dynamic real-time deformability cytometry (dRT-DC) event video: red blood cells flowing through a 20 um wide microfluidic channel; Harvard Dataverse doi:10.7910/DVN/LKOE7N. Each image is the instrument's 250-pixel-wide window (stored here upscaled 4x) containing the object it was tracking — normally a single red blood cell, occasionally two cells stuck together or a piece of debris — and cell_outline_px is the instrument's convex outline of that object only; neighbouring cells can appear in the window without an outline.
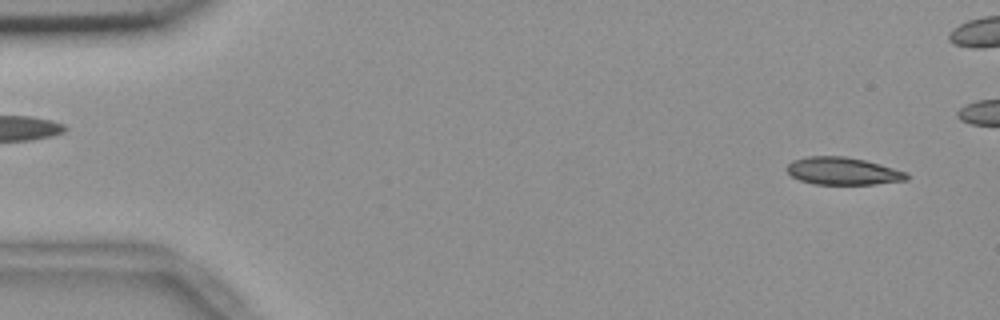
{"species": "common noctule bat (a hibernating species)", "species_latin": "Nyctalus noctula", "temperature_condition": "room temperature", "stored_images_in_passage": 6, "camera_frame_rate_fps": 3000, "um_per_image_px": 0.085, "animal": {"sex": "female", "body_mass_g": 18.4}, "frame": {"image": 1, "passage_image": 2, "time_ms": 0.333, "image_size_px": [1000, 320], "cell_outline_px": [[908, 180], [876, 184], [816, 184], [800, 180], [792, 176], [788, 172], [788, 164], [792, 160], [808, 156], [844, 156], [864, 160], [880, 164], [908, 172]], "centroid_in_image_um": [71.67, 14.54], "position_along_channel_um": 13.3, "area_um2": 19.13}}